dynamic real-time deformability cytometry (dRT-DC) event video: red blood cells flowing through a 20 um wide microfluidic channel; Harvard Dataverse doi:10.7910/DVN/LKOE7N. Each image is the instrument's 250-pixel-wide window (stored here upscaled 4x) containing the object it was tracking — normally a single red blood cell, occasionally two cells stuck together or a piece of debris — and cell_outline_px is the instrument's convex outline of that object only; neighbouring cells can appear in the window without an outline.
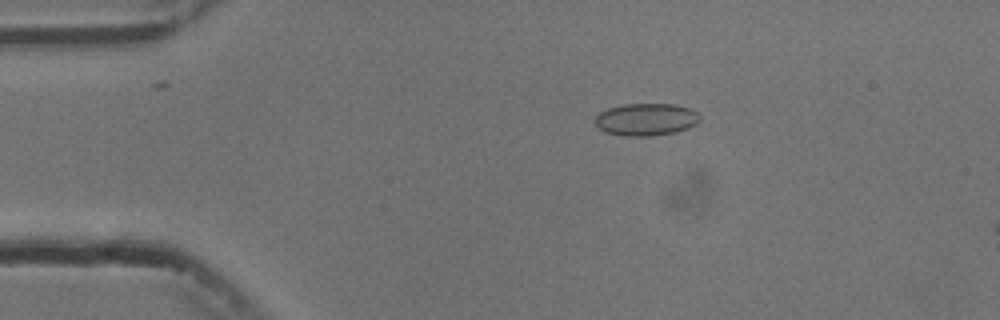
{"species": "common noctule bat (a hibernating species)", "species_latin": "Nyctalus noctula", "temperature_condition": "cold", "stored_images_in_passage": 16, "camera_frame_rate_fps": 3000, "um_per_image_px": 0.085, "animal": {"sex": "male", "body_mass_g": 13.3}, "frame": {"image": 1, "passage_image": 10, "time_ms": 3.0, "image_size_px": [1000, 320], "cell_outline_px": [[700, 120], [696, 124], [688, 128], [676, 132], [652, 136], [620, 136], [604, 132], [596, 124], [596, 116], [600, 112], [608, 108], [624, 104], [676, 104], [692, 108], [700, 116]], "centroid_in_image_um": [54.94, 10.15], "position_along_channel_um": 30.1, "area_um2": 19.94}}